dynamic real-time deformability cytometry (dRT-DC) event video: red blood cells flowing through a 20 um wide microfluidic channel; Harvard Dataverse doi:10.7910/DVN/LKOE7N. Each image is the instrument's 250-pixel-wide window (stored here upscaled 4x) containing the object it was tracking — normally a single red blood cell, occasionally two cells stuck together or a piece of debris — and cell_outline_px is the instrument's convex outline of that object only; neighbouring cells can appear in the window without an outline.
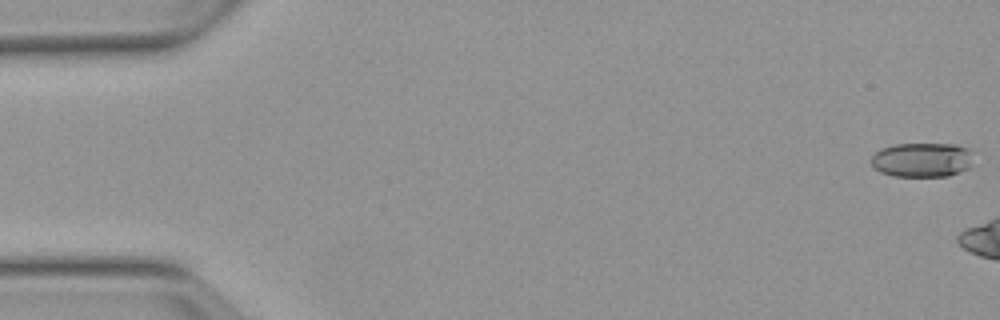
{"species": "Egyptian fruit bat (a non-hibernating species)", "species_latin": "Rousettus aegyptiacus", "temperature_condition": "warm", "stored_images_in_passage": 4, "camera_frame_rate_fps": 3000, "um_per_image_px": 0.085, "animal": {"sex": "female"}, "frame": {"image": 1, "passage_image": 1, "time_ms": 0.0, "image_size_px": [1000, 320], "cell_outline_px": [[972, 148], [968, 168], [960, 172], [948, 176], [892, 176], [880, 172], [868, 160], [880, 148], [896, 144], [956, 144]], "centroid_in_image_um": [78.35, 13.58], "position_along_channel_um": 6.6, "area_um2": 20.63}}